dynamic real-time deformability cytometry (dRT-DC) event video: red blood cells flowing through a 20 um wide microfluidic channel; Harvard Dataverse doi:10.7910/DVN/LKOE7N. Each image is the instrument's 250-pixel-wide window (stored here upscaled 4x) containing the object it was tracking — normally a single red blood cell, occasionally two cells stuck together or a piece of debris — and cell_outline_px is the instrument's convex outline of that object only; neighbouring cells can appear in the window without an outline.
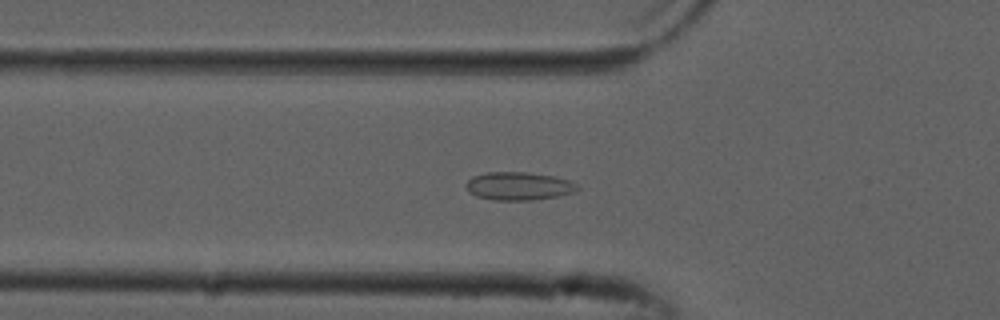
{"species": "common noctule bat (a hibernating species)", "species_latin": "Nyctalus noctula", "temperature_condition": "cold", "stored_images_in_passage": 41, "camera_frame_rate_fps": 3000, "um_per_image_px": 0.085, "animal": {"sex": "male", "forearm_length_mm": 52.5}, "frame": {"image": 1, "passage_image": 14, "time_ms": 4.333, "image_size_px": [1000, 320], "cell_outline_px": [[580, 188], [576, 192], [556, 196], [532, 200], [492, 200], [476, 196], [468, 192], [464, 184], [472, 176], [488, 172], [524, 172], [552, 176], [568, 180], [576, 184]], "centroid_in_image_um": [44.05, 15.82], "position_along_channel_um": 81.8, "area_um2": 18.26}}
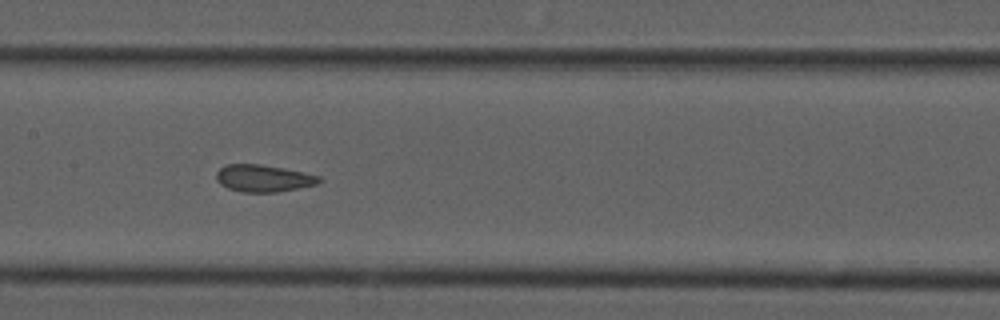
{"frame": {"image": 2, "passage_image": 22, "time_ms": 7.0, "image_size_px": [1000, 320], "cell_outline_px": [[324, 180], [316, 184], [276, 192], [240, 192], [228, 188], [220, 184], [216, 180], [216, 172], [220, 168], [228, 164], [260, 164], [284, 168], [320, 176]], "centroid_in_image_um": [22.37, 15.15], "position_along_channel_um": 185.0, "area_um2": 16.18}}
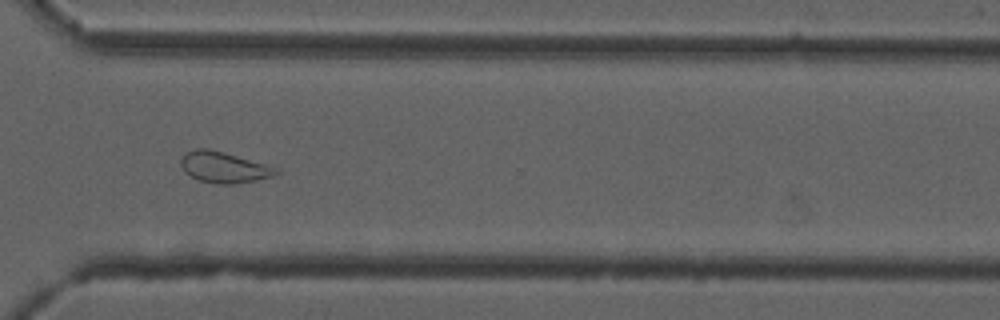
{"frame": {"image": 3, "passage_image": 35, "time_ms": 11.333, "image_size_px": [1000, 320], "cell_outline_px": [[280, 172], [272, 176], [256, 180], [232, 184], [216, 184], [200, 180], [184, 172], [180, 164], [180, 160], [188, 152], [196, 148], [208, 148], [224, 152], [280, 168]], "centroid_in_image_um": [19.05, 14.22], "position_along_channel_um": 351.6, "area_um2": 17.11}, "authors_computed_cell_mechanics": {"area_um2": 16.8776, "velocity_mm_per_s": 3.8486, "shape_relaxation_time_tau1_ms": null, "shape_relaxation_time_tau2_ms": 0.8428, "deformation_change_tau1": null, "deformation_change_tau2": 0.0513}}